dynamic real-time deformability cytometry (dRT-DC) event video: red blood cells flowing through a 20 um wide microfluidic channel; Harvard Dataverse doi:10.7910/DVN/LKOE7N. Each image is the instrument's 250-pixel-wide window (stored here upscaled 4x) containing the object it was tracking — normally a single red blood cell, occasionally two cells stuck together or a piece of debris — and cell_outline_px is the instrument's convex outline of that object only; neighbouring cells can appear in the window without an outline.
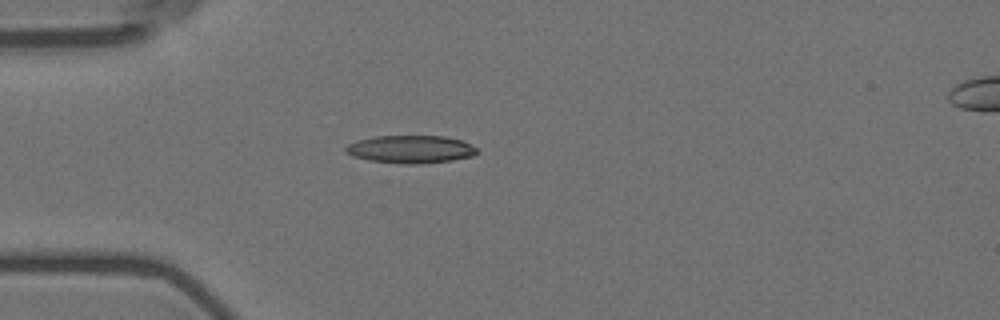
{"species": "Egyptian fruit bat (a non-hibernating species)", "species_latin": "Rousettus aegyptiacus", "temperature_condition": "room temperature", "stored_images_in_passage": 6, "camera_frame_rate_fps": 3000, "um_per_image_px": 0.085, "animal": {"sex": "female"}, "frame": {"image": 1, "passage_image": 5, "time_ms": 4.667, "image_size_px": [1000, 320], "cell_outline_px": [[476, 152], [472, 156], [452, 160], [412, 164], [400, 164], [368, 160], [352, 156], [344, 152], [344, 148], [348, 144], [360, 140], [376, 136], [444, 136], [460, 140], [472, 144], [476, 148]], "centroid_in_image_um": [34.87, 12.69], "position_along_channel_um": 50.1, "area_um2": 21.15}}